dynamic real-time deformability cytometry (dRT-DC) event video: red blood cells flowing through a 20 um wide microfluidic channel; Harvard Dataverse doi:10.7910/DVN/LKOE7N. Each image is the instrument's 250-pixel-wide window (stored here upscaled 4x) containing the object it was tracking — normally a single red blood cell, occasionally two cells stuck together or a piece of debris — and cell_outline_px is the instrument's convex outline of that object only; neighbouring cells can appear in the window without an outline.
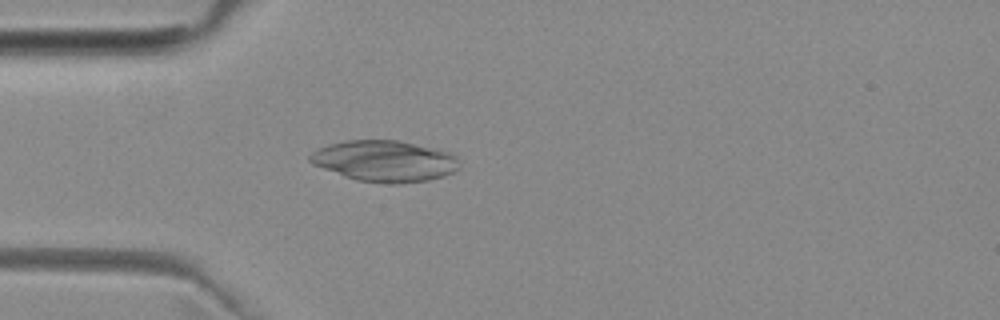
{"species": "common noctule bat (a hibernating species)", "species_latin": "Nyctalus noctula", "temperature_condition": "room temperature", "stored_images_in_passage": 39, "camera_frame_rate_fps": 3000, "um_per_image_px": 0.085, "animal": {"sex": "female", "body_mass_g": 29.2, "forearm_length_mm": 56.3}, "frame": {"image": 1, "passage_image": 6, "time_ms": 1.667, "image_size_px": [1000, 320], "cell_outline_px": [[456, 168], [452, 172], [444, 176], [428, 180], [396, 184], [388, 184], [356, 180], [344, 176], [312, 164], [308, 160], [308, 156], [312, 152], [328, 144], [344, 140], [400, 140], [452, 152], [456, 156]], "centroid_in_image_um": [32.66, 13.68], "position_along_channel_um": 52.3, "area_um2": 35.84}}
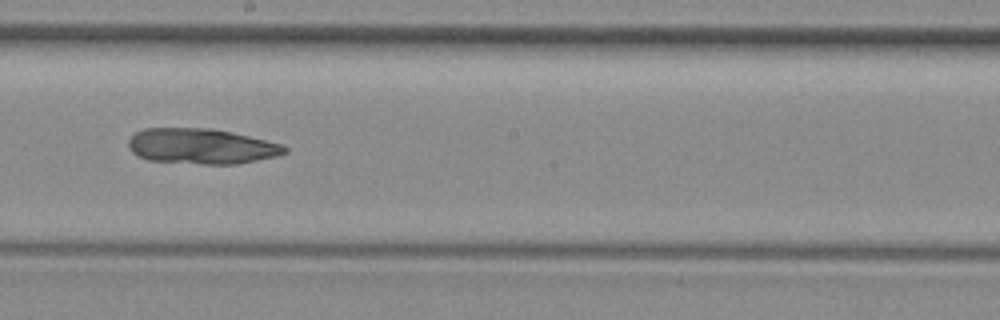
{"frame": {"image": 2, "passage_image": 20, "time_ms": 6.333, "image_size_px": [1000, 320], "cell_outline_px": [[288, 152], [276, 156], [236, 164], [200, 164], [148, 160], [136, 156], [128, 148], [128, 140], [136, 132], [144, 128], [212, 128], [232, 132], [280, 144], [288, 148]], "centroid_in_image_um": [17.07, 12.43], "position_along_channel_um": 231.1, "area_um2": 32.25}}
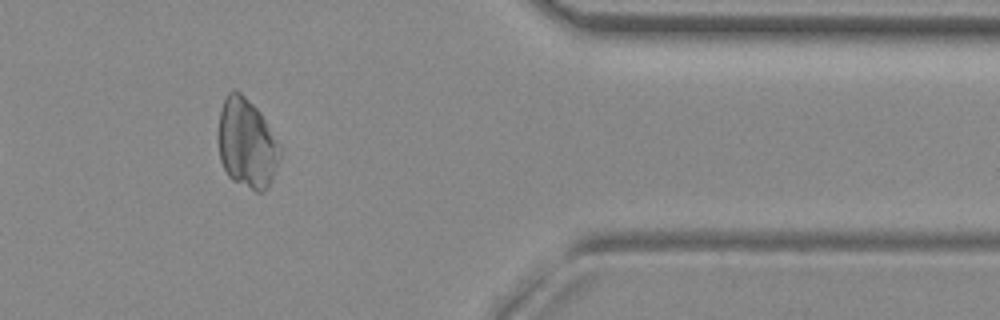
{"frame": {"image": 3, "passage_image": 34, "time_ms": 11.0, "image_size_px": [1000, 320], "cell_outline_px": [[284, 152], [268, 188], [264, 192], [256, 192], [232, 180], [228, 176], [220, 160], [216, 136], [220, 112], [224, 100], [228, 92], [232, 88], [236, 88], [260, 112], [280, 144]], "centroid_in_image_um": [20.98, 12.2], "position_along_channel_um": 390.4, "area_um2": 32.95}}